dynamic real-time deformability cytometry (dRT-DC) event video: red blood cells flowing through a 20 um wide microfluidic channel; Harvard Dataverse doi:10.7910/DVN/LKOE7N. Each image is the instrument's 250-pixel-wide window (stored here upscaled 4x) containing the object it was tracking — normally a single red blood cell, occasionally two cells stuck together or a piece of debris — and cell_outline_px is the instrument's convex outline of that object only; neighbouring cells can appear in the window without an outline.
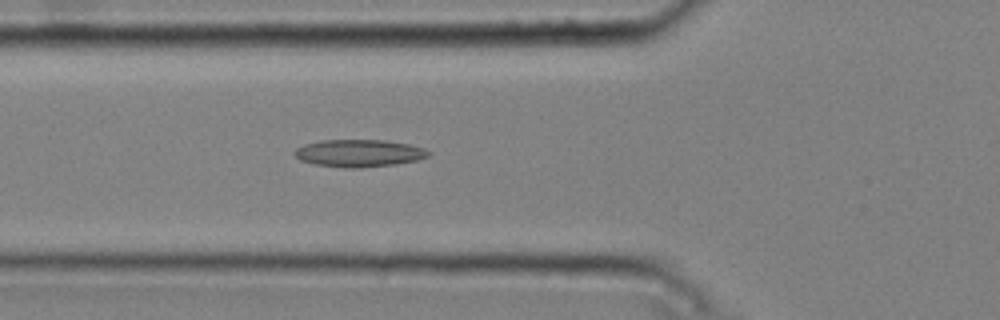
{"species": "common noctule bat (a hibernating species)", "species_latin": "Nyctalus noctula", "temperature_condition": "cold", "stored_images_in_passage": 5, "camera_frame_rate_fps": 3000, "um_per_image_px": 0.085, "animal": {"sex": "male", "body_mass_g": 20.4}, "frame": {"image": 1, "passage_image": 5, "time_ms": 1.333, "image_size_px": [1000, 320], "cell_outline_px": [[432, 152], [428, 156], [416, 160], [396, 164], [360, 168], [344, 168], [312, 164], [300, 160], [292, 152], [296, 148], [304, 144], [320, 140], [384, 140], [408, 144], [424, 148]], "centroid_in_image_um": [30.48, 13.02], "position_along_channel_um": 95.3, "area_um2": 21.5}}